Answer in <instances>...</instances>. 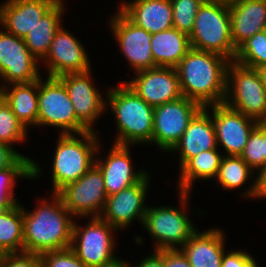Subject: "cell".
Returning <instances> with one entry per match:
<instances>
[{"label":"cell","mask_w":266,"mask_h":267,"mask_svg":"<svg viewBox=\"0 0 266 267\" xmlns=\"http://www.w3.org/2000/svg\"><path fill=\"white\" fill-rule=\"evenodd\" d=\"M28 130L18 120L9 104L0 96V142L14 146L25 143Z\"/></svg>","instance_id":"33"},{"label":"cell","mask_w":266,"mask_h":267,"mask_svg":"<svg viewBox=\"0 0 266 267\" xmlns=\"http://www.w3.org/2000/svg\"><path fill=\"white\" fill-rule=\"evenodd\" d=\"M177 192L179 207L149 206L144 215L142 226L154 241L153 250L180 249L198 230L188 214L192 193Z\"/></svg>","instance_id":"5"},{"label":"cell","mask_w":266,"mask_h":267,"mask_svg":"<svg viewBox=\"0 0 266 267\" xmlns=\"http://www.w3.org/2000/svg\"><path fill=\"white\" fill-rule=\"evenodd\" d=\"M66 1L59 0L23 38L29 51L41 61L49 51L56 31L63 25Z\"/></svg>","instance_id":"28"},{"label":"cell","mask_w":266,"mask_h":267,"mask_svg":"<svg viewBox=\"0 0 266 267\" xmlns=\"http://www.w3.org/2000/svg\"><path fill=\"white\" fill-rule=\"evenodd\" d=\"M266 123H259L249 135L248 142L240 157L255 171L265 166Z\"/></svg>","instance_id":"34"},{"label":"cell","mask_w":266,"mask_h":267,"mask_svg":"<svg viewBox=\"0 0 266 267\" xmlns=\"http://www.w3.org/2000/svg\"><path fill=\"white\" fill-rule=\"evenodd\" d=\"M58 128L60 135L89 131L75 115L64 84L54 77L38 79L37 128ZM52 126V127H51ZM60 129V130H59Z\"/></svg>","instance_id":"8"},{"label":"cell","mask_w":266,"mask_h":267,"mask_svg":"<svg viewBox=\"0 0 266 267\" xmlns=\"http://www.w3.org/2000/svg\"><path fill=\"white\" fill-rule=\"evenodd\" d=\"M132 267H164L163 258H162V250H154L150 254L145 255L142 259Z\"/></svg>","instance_id":"41"},{"label":"cell","mask_w":266,"mask_h":267,"mask_svg":"<svg viewBox=\"0 0 266 267\" xmlns=\"http://www.w3.org/2000/svg\"><path fill=\"white\" fill-rule=\"evenodd\" d=\"M119 9L132 23L150 34L173 27V9L170 0L119 1Z\"/></svg>","instance_id":"22"},{"label":"cell","mask_w":266,"mask_h":267,"mask_svg":"<svg viewBox=\"0 0 266 267\" xmlns=\"http://www.w3.org/2000/svg\"><path fill=\"white\" fill-rule=\"evenodd\" d=\"M59 0H5L0 3V27L24 38Z\"/></svg>","instance_id":"21"},{"label":"cell","mask_w":266,"mask_h":267,"mask_svg":"<svg viewBox=\"0 0 266 267\" xmlns=\"http://www.w3.org/2000/svg\"><path fill=\"white\" fill-rule=\"evenodd\" d=\"M201 108L185 96L154 107L152 145L168 154Z\"/></svg>","instance_id":"12"},{"label":"cell","mask_w":266,"mask_h":267,"mask_svg":"<svg viewBox=\"0 0 266 267\" xmlns=\"http://www.w3.org/2000/svg\"><path fill=\"white\" fill-rule=\"evenodd\" d=\"M164 267H191L180 249H162Z\"/></svg>","instance_id":"39"},{"label":"cell","mask_w":266,"mask_h":267,"mask_svg":"<svg viewBox=\"0 0 266 267\" xmlns=\"http://www.w3.org/2000/svg\"><path fill=\"white\" fill-rule=\"evenodd\" d=\"M220 149H211L203 151L190 158L177 174V190L180 192H192L195 181H211L217 177L219 167L223 158Z\"/></svg>","instance_id":"27"},{"label":"cell","mask_w":266,"mask_h":267,"mask_svg":"<svg viewBox=\"0 0 266 267\" xmlns=\"http://www.w3.org/2000/svg\"><path fill=\"white\" fill-rule=\"evenodd\" d=\"M6 210L2 207V206H0V215L3 213V212H5Z\"/></svg>","instance_id":"47"},{"label":"cell","mask_w":266,"mask_h":267,"mask_svg":"<svg viewBox=\"0 0 266 267\" xmlns=\"http://www.w3.org/2000/svg\"><path fill=\"white\" fill-rule=\"evenodd\" d=\"M22 155L9 144L0 142V170L12 166Z\"/></svg>","instance_id":"40"},{"label":"cell","mask_w":266,"mask_h":267,"mask_svg":"<svg viewBox=\"0 0 266 267\" xmlns=\"http://www.w3.org/2000/svg\"><path fill=\"white\" fill-rule=\"evenodd\" d=\"M255 171L240 156H223L216 180L223 190L244 189L245 184L251 181L249 187H245L240 196L242 198L255 199L256 177ZM253 182V183H252Z\"/></svg>","instance_id":"29"},{"label":"cell","mask_w":266,"mask_h":267,"mask_svg":"<svg viewBox=\"0 0 266 267\" xmlns=\"http://www.w3.org/2000/svg\"><path fill=\"white\" fill-rule=\"evenodd\" d=\"M150 44L157 67L175 68L191 49L189 35L174 27L151 34Z\"/></svg>","instance_id":"26"},{"label":"cell","mask_w":266,"mask_h":267,"mask_svg":"<svg viewBox=\"0 0 266 267\" xmlns=\"http://www.w3.org/2000/svg\"><path fill=\"white\" fill-rule=\"evenodd\" d=\"M256 193L255 200L266 199V165L256 173Z\"/></svg>","instance_id":"42"},{"label":"cell","mask_w":266,"mask_h":267,"mask_svg":"<svg viewBox=\"0 0 266 267\" xmlns=\"http://www.w3.org/2000/svg\"><path fill=\"white\" fill-rule=\"evenodd\" d=\"M224 103L259 123H265L266 88L258 70L230 61Z\"/></svg>","instance_id":"7"},{"label":"cell","mask_w":266,"mask_h":267,"mask_svg":"<svg viewBox=\"0 0 266 267\" xmlns=\"http://www.w3.org/2000/svg\"><path fill=\"white\" fill-rule=\"evenodd\" d=\"M152 175L148 172L139 182L108 196L99 216L118 231L127 229L133 221L143 223Z\"/></svg>","instance_id":"14"},{"label":"cell","mask_w":266,"mask_h":267,"mask_svg":"<svg viewBox=\"0 0 266 267\" xmlns=\"http://www.w3.org/2000/svg\"><path fill=\"white\" fill-rule=\"evenodd\" d=\"M125 259H121L118 254L117 257H115L113 260H111L110 262H107L105 265L101 266V267H132V263L128 262V261H124Z\"/></svg>","instance_id":"43"},{"label":"cell","mask_w":266,"mask_h":267,"mask_svg":"<svg viewBox=\"0 0 266 267\" xmlns=\"http://www.w3.org/2000/svg\"><path fill=\"white\" fill-rule=\"evenodd\" d=\"M84 219L89 222L80 225L75 218L70 248L86 267H101L117 257L114 234L118 230L100 217Z\"/></svg>","instance_id":"9"},{"label":"cell","mask_w":266,"mask_h":267,"mask_svg":"<svg viewBox=\"0 0 266 267\" xmlns=\"http://www.w3.org/2000/svg\"><path fill=\"white\" fill-rule=\"evenodd\" d=\"M22 202L0 215V249L6 254L24 252Z\"/></svg>","instance_id":"31"},{"label":"cell","mask_w":266,"mask_h":267,"mask_svg":"<svg viewBox=\"0 0 266 267\" xmlns=\"http://www.w3.org/2000/svg\"><path fill=\"white\" fill-rule=\"evenodd\" d=\"M74 35L64 26L56 31L48 53L40 61L47 77L58 78L65 74L92 70L86 47Z\"/></svg>","instance_id":"15"},{"label":"cell","mask_w":266,"mask_h":267,"mask_svg":"<svg viewBox=\"0 0 266 267\" xmlns=\"http://www.w3.org/2000/svg\"><path fill=\"white\" fill-rule=\"evenodd\" d=\"M41 167L33 158L22 155L12 166L0 170V206L8 210L20 203L14 193L17 180H38L43 174Z\"/></svg>","instance_id":"30"},{"label":"cell","mask_w":266,"mask_h":267,"mask_svg":"<svg viewBox=\"0 0 266 267\" xmlns=\"http://www.w3.org/2000/svg\"><path fill=\"white\" fill-rule=\"evenodd\" d=\"M57 194L78 219L99 217L108 197L103 174L94 164L81 178L67 184Z\"/></svg>","instance_id":"10"},{"label":"cell","mask_w":266,"mask_h":267,"mask_svg":"<svg viewBox=\"0 0 266 267\" xmlns=\"http://www.w3.org/2000/svg\"><path fill=\"white\" fill-rule=\"evenodd\" d=\"M97 131L58 136L52 156L51 193H57L69 183L81 178L94 164L101 142Z\"/></svg>","instance_id":"4"},{"label":"cell","mask_w":266,"mask_h":267,"mask_svg":"<svg viewBox=\"0 0 266 267\" xmlns=\"http://www.w3.org/2000/svg\"><path fill=\"white\" fill-rule=\"evenodd\" d=\"M58 79L64 84L68 92L76 118L89 131H94L97 121L106 112V99H104L106 94L99 92L101 89L96 87L91 70L83 73L65 74Z\"/></svg>","instance_id":"16"},{"label":"cell","mask_w":266,"mask_h":267,"mask_svg":"<svg viewBox=\"0 0 266 267\" xmlns=\"http://www.w3.org/2000/svg\"><path fill=\"white\" fill-rule=\"evenodd\" d=\"M221 267H259L256 258L245 250H230L223 253Z\"/></svg>","instance_id":"37"},{"label":"cell","mask_w":266,"mask_h":267,"mask_svg":"<svg viewBox=\"0 0 266 267\" xmlns=\"http://www.w3.org/2000/svg\"><path fill=\"white\" fill-rule=\"evenodd\" d=\"M43 77L40 61L24 39L0 28V89L10 84L31 83Z\"/></svg>","instance_id":"11"},{"label":"cell","mask_w":266,"mask_h":267,"mask_svg":"<svg viewBox=\"0 0 266 267\" xmlns=\"http://www.w3.org/2000/svg\"><path fill=\"white\" fill-rule=\"evenodd\" d=\"M213 1H222V2H226V3H231V2L236 1V0H213Z\"/></svg>","instance_id":"46"},{"label":"cell","mask_w":266,"mask_h":267,"mask_svg":"<svg viewBox=\"0 0 266 267\" xmlns=\"http://www.w3.org/2000/svg\"><path fill=\"white\" fill-rule=\"evenodd\" d=\"M102 141L100 142L95 158V165L103 174L105 191L108 196L139 182L148 171L144 168L135 169L129 145L112 144L107 154L102 156ZM104 157V158H103Z\"/></svg>","instance_id":"17"},{"label":"cell","mask_w":266,"mask_h":267,"mask_svg":"<svg viewBox=\"0 0 266 267\" xmlns=\"http://www.w3.org/2000/svg\"><path fill=\"white\" fill-rule=\"evenodd\" d=\"M173 9V27L180 32L191 34L195 16L205 0H170Z\"/></svg>","instance_id":"35"},{"label":"cell","mask_w":266,"mask_h":267,"mask_svg":"<svg viewBox=\"0 0 266 267\" xmlns=\"http://www.w3.org/2000/svg\"><path fill=\"white\" fill-rule=\"evenodd\" d=\"M123 81L149 105L156 107L183 97L178 74L173 67H156L133 73Z\"/></svg>","instance_id":"19"},{"label":"cell","mask_w":266,"mask_h":267,"mask_svg":"<svg viewBox=\"0 0 266 267\" xmlns=\"http://www.w3.org/2000/svg\"><path fill=\"white\" fill-rule=\"evenodd\" d=\"M211 149H219L212 121V105L201 108L195 114L180 141L169 153L177 152L180 169L190 158Z\"/></svg>","instance_id":"20"},{"label":"cell","mask_w":266,"mask_h":267,"mask_svg":"<svg viewBox=\"0 0 266 267\" xmlns=\"http://www.w3.org/2000/svg\"><path fill=\"white\" fill-rule=\"evenodd\" d=\"M42 267H86L69 247L40 254Z\"/></svg>","instance_id":"36"},{"label":"cell","mask_w":266,"mask_h":267,"mask_svg":"<svg viewBox=\"0 0 266 267\" xmlns=\"http://www.w3.org/2000/svg\"><path fill=\"white\" fill-rule=\"evenodd\" d=\"M107 89L105 109L106 112L110 109L117 127L112 143L135 147L137 144L152 146L154 107L124 82Z\"/></svg>","instance_id":"3"},{"label":"cell","mask_w":266,"mask_h":267,"mask_svg":"<svg viewBox=\"0 0 266 267\" xmlns=\"http://www.w3.org/2000/svg\"><path fill=\"white\" fill-rule=\"evenodd\" d=\"M115 14V15H114ZM110 16L109 30L133 73L156 68L151 52V34L132 23L119 9Z\"/></svg>","instance_id":"13"},{"label":"cell","mask_w":266,"mask_h":267,"mask_svg":"<svg viewBox=\"0 0 266 267\" xmlns=\"http://www.w3.org/2000/svg\"><path fill=\"white\" fill-rule=\"evenodd\" d=\"M260 77L262 79V83L264 84L265 88H266V65H263L259 68H257Z\"/></svg>","instance_id":"44"},{"label":"cell","mask_w":266,"mask_h":267,"mask_svg":"<svg viewBox=\"0 0 266 267\" xmlns=\"http://www.w3.org/2000/svg\"><path fill=\"white\" fill-rule=\"evenodd\" d=\"M212 121L218 148L224 156H240L252 130L259 124L256 120L232 109L225 103L212 105Z\"/></svg>","instance_id":"18"},{"label":"cell","mask_w":266,"mask_h":267,"mask_svg":"<svg viewBox=\"0 0 266 267\" xmlns=\"http://www.w3.org/2000/svg\"><path fill=\"white\" fill-rule=\"evenodd\" d=\"M5 255H6V253L3 252V251L0 249V266H1V264H2V261H3V258H4Z\"/></svg>","instance_id":"45"},{"label":"cell","mask_w":266,"mask_h":267,"mask_svg":"<svg viewBox=\"0 0 266 267\" xmlns=\"http://www.w3.org/2000/svg\"><path fill=\"white\" fill-rule=\"evenodd\" d=\"M191 48L220 54L234 61L237 48L231 36L229 3L205 0L189 35Z\"/></svg>","instance_id":"6"},{"label":"cell","mask_w":266,"mask_h":267,"mask_svg":"<svg viewBox=\"0 0 266 267\" xmlns=\"http://www.w3.org/2000/svg\"><path fill=\"white\" fill-rule=\"evenodd\" d=\"M0 94L27 130L37 128L38 80L7 85L0 89Z\"/></svg>","instance_id":"25"},{"label":"cell","mask_w":266,"mask_h":267,"mask_svg":"<svg viewBox=\"0 0 266 267\" xmlns=\"http://www.w3.org/2000/svg\"><path fill=\"white\" fill-rule=\"evenodd\" d=\"M38 198L33 210L23 206L24 252L42 254L71 246L75 217L57 193ZM26 209V210H25Z\"/></svg>","instance_id":"1"},{"label":"cell","mask_w":266,"mask_h":267,"mask_svg":"<svg viewBox=\"0 0 266 267\" xmlns=\"http://www.w3.org/2000/svg\"><path fill=\"white\" fill-rule=\"evenodd\" d=\"M0 267H42L39 254L11 253L6 254Z\"/></svg>","instance_id":"38"},{"label":"cell","mask_w":266,"mask_h":267,"mask_svg":"<svg viewBox=\"0 0 266 267\" xmlns=\"http://www.w3.org/2000/svg\"><path fill=\"white\" fill-rule=\"evenodd\" d=\"M224 230L216 226L197 230L180 248L191 267H221L226 249Z\"/></svg>","instance_id":"23"},{"label":"cell","mask_w":266,"mask_h":267,"mask_svg":"<svg viewBox=\"0 0 266 267\" xmlns=\"http://www.w3.org/2000/svg\"><path fill=\"white\" fill-rule=\"evenodd\" d=\"M229 62L220 54L191 48L175 67L182 95L202 108L224 103Z\"/></svg>","instance_id":"2"},{"label":"cell","mask_w":266,"mask_h":267,"mask_svg":"<svg viewBox=\"0 0 266 267\" xmlns=\"http://www.w3.org/2000/svg\"><path fill=\"white\" fill-rule=\"evenodd\" d=\"M231 36L236 48L255 33L266 30V0L229 3Z\"/></svg>","instance_id":"24"},{"label":"cell","mask_w":266,"mask_h":267,"mask_svg":"<svg viewBox=\"0 0 266 267\" xmlns=\"http://www.w3.org/2000/svg\"><path fill=\"white\" fill-rule=\"evenodd\" d=\"M234 61L254 69L266 65V30L255 33L243 42L237 48Z\"/></svg>","instance_id":"32"}]
</instances>
